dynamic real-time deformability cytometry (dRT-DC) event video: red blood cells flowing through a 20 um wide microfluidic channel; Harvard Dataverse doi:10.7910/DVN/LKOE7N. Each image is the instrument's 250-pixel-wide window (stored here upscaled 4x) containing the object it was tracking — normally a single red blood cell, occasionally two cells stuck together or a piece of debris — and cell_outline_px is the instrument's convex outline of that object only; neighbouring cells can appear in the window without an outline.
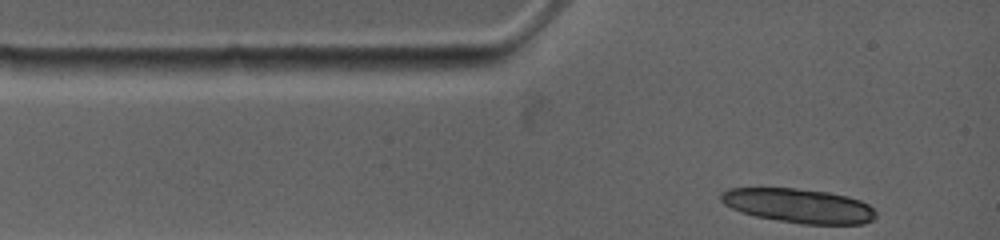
{"species": "common noctule bat (a hibernating species)", "species_latin": "Nyctalus noctula", "temperature_condition": "warm", "stored_images_in_passage": 1, "camera_frame_rate_fps": 4500, "um_per_image_px": 0.085, "animal": {"sex": "female", "body_mass_g": 19.0, "forearm_length_mm": 53.3}, "frame": {"image": 1, "passage_image": 1, "time_ms": 0.0, "image_size_px": [1000, 240], "cell_outline_px": [[876, 216], [872, 220], [864, 224], [800, 224], [756, 216], [740, 212], [724, 204], [720, 200], [720, 192], [728, 188], [796, 188], [828, 192], [848, 196], [860, 200], [868, 204], [876, 212]], "centroid_in_image_um": [67.88, 17.48], "position_along_channel_um": 17.1, "area_um2": 31.1}}